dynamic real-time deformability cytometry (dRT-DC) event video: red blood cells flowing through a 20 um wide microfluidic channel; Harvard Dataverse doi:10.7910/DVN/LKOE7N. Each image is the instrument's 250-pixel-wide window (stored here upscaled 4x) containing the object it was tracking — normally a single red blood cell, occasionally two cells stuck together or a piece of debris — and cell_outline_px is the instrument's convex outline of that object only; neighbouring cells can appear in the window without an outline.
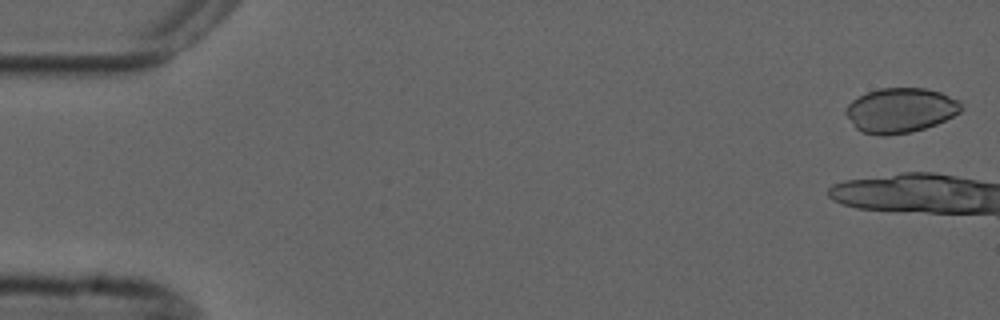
{"species": "common noctule bat (a hibernating species)", "species_latin": "Nyctalus noctula", "temperature_condition": "cold", "stored_images_in_passage": 5, "camera_frame_rate_fps": 3000, "um_per_image_px": 0.085, "animal": {"sex": "male", "forearm_length_mm": 52.5}, "frame": {"image": 1, "passage_image": 1, "time_ms": 0.0, "image_size_px": [1000, 320], "cell_outline_px": [[964, 108], [960, 112], [936, 124], [912, 132], [884, 136], [880, 136], [860, 132], [856, 128], [844, 112], [844, 108], [852, 100], [868, 92], [880, 88], [924, 88], [940, 92], [960, 100]], "centroid_in_image_um": [76.53, 9.38], "position_along_channel_um": 8.5, "area_um2": 30.23}}